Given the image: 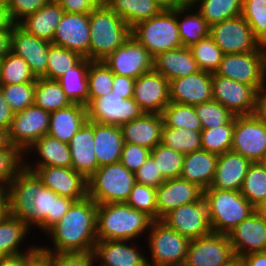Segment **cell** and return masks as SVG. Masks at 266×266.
Instances as JSON below:
<instances>
[{"label":"cell","instance_id":"cell-21","mask_svg":"<svg viewBox=\"0 0 266 266\" xmlns=\"http://www.w3.org/2000/svg\"><path fill=\"white\" fill-rule=\"evenodd\" d=\"M170 102L195 106L213 100L212 73L198 71L169 81Z\"/></svg>","mask_w":266,"mask_h":266},{"label":"cell","instance_id":"cell-60","mask_svg":"<svg viewBox=\"0 0 266 266\" xmlns=\"http://www.w3.org/2000/svg\"><path fill=\"white\" fill-rule=\"evenodd\" d=\"M66 13H90L101 2L99 0H56Z\"/></svg>","mask_w":266,"mask_h":266},{"label":"cell","instance_id":"cell-10","mask_svg":"<svg viewBox=\"0 0 266 266\" xmlns=\"http://www.w3.org/2000/svg\"><path fill=\"white\" fill-rule=\"evenodd\" d=\"M213 100L221 103L233 115L257 113L258 90L245 83L212 74Z\"/></svg>","mask_w":266,"mask_h":266},{"label":"cell","instance_id":"cell-69","mask_svg":"<svg viewBox=\"0 0 266 266\" xmlns=\"http://www.w3.org/2000/svg\"><path fill=\"white\" fill-rule=\"evenodd\" d=\"M0 213H8V186L0 184Z\"/></svg>","mask_w":266,"mask_h":266},{"label":"cell","instance_id":"cell-1","mask_svg":"<svg viewBox=\"0 0 266 266\" xmlns=\"http://www.w3.org/2000/svg\"><path fill=\"white\" fill-rule=\"evenodd\" d=\"M97 203L88 196L75 201L68 212L46 234L53 243L50 247L39 245L40 252L90 253L97 242Z\"/></svg>","mask_w":266,"mask_h":266},{"label":"cell","instance_id":"cell-71","mask_svg":"<svg viewBox=\"0 0 266 266\" xmlns=\"http://www.w3.org/2000/svg\"><path fill=\"white\" fill-rule=\"evenodd\" d=\"M254 212L266 222V199L254 207Z\"/></svg>","mask_w":266,"mask_h":266},{"label":"cell","instance_id":"cell-59","mask_svg":"<svg viewBox=\"0 0 266 266\" xmlns=\"http://www.w3.org/2000/svg\"><path fill=\"white\" fill-rule=\"evenodd\" d=\"M134 174L136 183L156 189L165 181L151 156L147 158L145 163Z\"/></svg>","mask_w":266,"mask_h":266},{"label":"cell","instance_id":"cell-49","mask_svg":"<svg viewBox=\"0 0 266 266\" xmlns=\"http://www.w3.org/2000/svg\"><path fill=\"white\" fill-rule=\"evenodd\" d=\"M87 78L89 87L88 105L95 98L111 93L113 73L103 60L90 61Z\"/></svg>","mask_w":266,"mask_h":266},{"label":"cell","instance_id":"cell-3","mask_svg":"<svg viewBox=\"0 0 266 266\" xmlns=\"http://www.w3.org/2000/svg\"><path fill=\"white\" fill-rule=\"evenodd\" d=\"M89 60L101 61L130 37L131 28L104 2L89 13Z\"/></svg>","mask_w":266,"mask_h":266},{"label":"cell","instance_id":"cell-52","mask_svg":"<svg viewBox=\"0 0 266 266\" xmlns=\"http://www.w3.org/2000/svg\"><path fill=\"white\" fill-rule=\"evenodd\" d=\"M242 16L251 27L254 36L266 43V0H243Z\"/></svg>","mask_w":266,"mask_h":266},{"label":"cell","instance_id":"cell-77","mask_svg":"<svg viewBox=\"0 0 266 266\" xmlns=\"http://www.w3.org/2000/svg\"><path fill=\"white\" fill-rule=\"evenodd\" d=\"M7 213H0V219L5 216Z\"/></svg>","mask_w":266,"mask_h":266},{"label":"cell","instance_id":"cell-14","mask_svg":"<svg viewBox=\"0 0 266 266\" xmlns=\"http://www.w3.org/2000/svg\"><path fill=\"white\" fill-rule=\"evenodd\" d=\"M160 221L189 240L212 233L204 197L169 211Z\"/></svg>","mask_w":266,"mask_h":266},{"label":"cell","instance_id":"cell-8","mask_svg":"<svg viewBox=\"0 0 266 266\" xmlns=\"http://www.w3.org/2000/svg\"><path fill=\"white\" fill-rule=\"evenodd\" d=\"M216 75L255 87L258 91L266 81V50L224 54Z\"/></svg>","mask_w":266,"mask_h":266},{"label":"cell","instance_id":"cell-17","mask_svg":"<svg viewBox=\"0 0 266 266\" xmlns=\"http://www.w3.org/2000/svg\"><path fill=\"white\" fill-rule=\"evenodd\" d=\"M33 206L35 212V227L45 233L68 212L74 199L59 196L46 188L41 179L33 171Z\"/></svg>","mask_w":266,"mask_h":266},{"label":"cell","instance_id":"cell-16","mask_svg":"<svg viewBox=\"0 0 266 266\" xmlns=\"http://www.w3.org/2000/svg\"><path fill=\"white\" fill-rule=\"evenodd\" d=\"M233 256L228 234L212 232L190 240L183 266H221Z\"/></svg>","mask_w":266,"mask_h":266},{"label":"cell","instance_id":"cell-44","mask_svg":"<svg viewBox=\"0 0 266 266\" xmlns=\"http://www.w3.org/2000/svg\"><path fill=\"white\" fill-rule=\"evenodd\" d=\"M161 143L185 155L202 149L201 131L179 127H163Z\"/></svg>","mask_w":266,"mask_h":266},{"label":"cell","instance_id":"cell-33","mask_svg":"<svg viewBox=\"0 0 266 266\" xmlns=\"http://www.w3.org/2000/svg\"><path fill=\"white\" fill-rule=\"evenodd\" d=\"M153 69L168 81L200 71L189 47L183 46L155 56Z\"/></svg>","mask_w":266,"mask_h":266},{"label":"cell","instance_id":"cell-41","mask_svg":"<svg viewBox=\"0 0 266 266\" xmlns=\"http://www.w3.org/2000/svg\"><path fill=\"white\" fill-rule=\"evenodd\" d=\"M243 0H196L192 5L211 27L216 23L242 15Z\"/></svg>","mask_w":266,"mask_h":266},{"label":"cell","instance_id":"cell-13","mask_svg":"<svg viewBox=\"0 0 266 266\" xmlns=\"http://www.w3.org/2000/svg\"><path fill=\"white\" fill-rule=\"evenodd\" d=\"M143 113L133 98L124 99L112 92L95 98L87 106L89 121L118 127L140 117Z\"/></svg>","mask_w":266,"mask_h":266},{"label":"cell","instance_id":"cell-50","mask_svg":"<svg viewBox=\"0 0 266 266\" xmlns=\"http://www.w3.org/2000/svg\"><path fill=\"white\" fill-rule=\"evenodd\" d=\"M189 49L200 70L212 74L218 70L224 53L210 35L191 45Z\"/></svg>","mask_w":266,"mask_h":266},{"label":"cell","instance_id":"cell-46","mask_svg":"<svg viewBox=\"0 0 266 266\" xmlns=\"http://www.w3.org/2000/svg\"><path fill=\"white\" fill-rule=\"evenodd\" d=\"M234 118L227 124L201 131V148L216 155L231 150L233 142Z\"/></svg>","mask_w":266,"mask_h":266},{"label":"cell","instance_id":"cell-19","mask_svg":"<svg viewBox=\"0 0 266 266\" xmlns=\"http://www.w3.org/2000/svg\"><path fill=\"white\" fill-rule=\"evenodd\" d=\"M89 13H64L55 31L52 44L77 52L89 59Z\"/></svg>","mask_w":266,"mask_h":266},{"label":"cell","instance_id":"cell-9","mask_svg":"<svg viewBox=\"0 0 266 266\" xmlns=\"http://www.w3.org/2000/svg\"><path fill=\"white\" fill-rule=\"evenodd\" d=\"M231 150L252 163L261 162L266 154V120L257 113L235 116Z\"/></svg>","mask_w":266,"mask_h":266},{"label":"cell","instance_id":"cell-22","mask_svg":"<svg viewBox=\"0 0 266 266\" xmlns=\"http://www.w3.org/2000/svg\"><path fill=\"white\" fill-rule=\"evenodd\" d=\"M33 171L23 166L8 185V213L21 219L31 230L35 226Z\"/></svg>","mask_w":266,"mask_h":266},{"label":"cell","instance_id":"cell-62","mask_svg":"<svg viewBox=\"0 0 266 266\" xmlns=\"http://www.w3.org/2000/svg\"><path fill=\"white\" fill-rule=\"evenodd\" d=\"M39 252H25L18 255L0 257V266H28Z\"/></svg>","mask_w":266,"mask_h":266},{"label":"cell","instance_id":"cell-42","mask_svg":"<svg viewBox=\"0 0 266 266\" xmlns=\"http://www.w3.org/2000/svg\"><path fill=\"white\" fill-rule=\"evenodd\" d=\"M36 80L37 77L22 57L10 51L0 59V85L36 82Z\"/></svg>","mask_w":266,"mask_h":266},{"label":"cell","instance_id":"cell-48","mask_svg":"<svg viewBox=\"0 0 266 266\" xmlns=\"http://www.w3.org/2000/svg\"><path fill=\"white\" fill-rule=\"evenodd\" d=\"M240 192L254 207L266 199V166L262 162L250 165Z\"/></svg>","mask_w":266,"mask_h":266},{"label":"cell","instance_id":"cell-74","mask_svg":"<svg viewBox=\"0 0 266 266\" xmlns=\"http://www.w3.org/2000/svg\"><path fill=\"white\" fill-rule=\"evenodd\" d=\"M186 5L193 4L196 0H182Z\"/></svg>","mask_w":266,"mask_h":266},{"label":"cell","instance_id":"cell-76","mask_svg":"<svg viewBox=\"0 0 266 266\" xmlns=\"http://www.w3.org/2000/svg\"><path fill=\"white\" fill-rule=\"evenodd\" d=\"M261 162L266 166V154Z\"/></svg>","mask_w":266,"mask_h":266},{"label":"cell","instance_id":"cell-30","mask_svg":"<svg viewBox=\"0 0 266 266\" xmlns=\"http://www.w3.org/2000/svg\"><path fill=\"white\" fill-rule=\"evenodd\" d=\"M38 156L35 164L28 161L26 156L33 152ZM36 150V151H35ZM42 159V160H41ZM72 158L69 145L61 142L57 138L46 134L38 139L31 147L24 153V166L25 167H71Z\"/></svg>","mask_w":266,"mask_h":266},{"label":"cell","instance_id":"cell-55","mask_svg":"<svg viewBox=\"0 0 266 266\" xmlns=\"http://www.w3.org/2000/svg\"><path fill=\"white\" fill-rule=\"evenodd\" d=\"M24 166V154L17 147L0 149V184L8 186Z\"/></svg>","mask_w":266,"mask_h":266},{"label":"cell","instance_id":"cell-25","mask_svg":"<svg viewBox=\"0 0 266 266\" xmlns=\"http://www.w3.org/2000/svg\"><path fill=\"white\" fill-rule=\"evenodd\" d=\"M133 243L130 240H97L93 251L95 263L99 262L98 266H149L147 256Z\"/></svg>","mask_w":266,"mask_h":266},{"label":"cell","instance_id":"cell-72","mask_svg":"<svg viewBox=\"0 0 266 266\" xmlns=\"http://www.w3.org/2000/svg\"><path fill=\"white\" fill-rule=\"evenodd\" d=\"M221 266H244L242 256L234 255L226 263Z\"/></svg>","mask_w":266,"mask_h":266},{"label":"cell","instance_id":"cell-2","mask_svg":"<svg viewBox=\"0 0 266 266\" xmlns=\"http://www.w3.org/2000/svg\"><path fill=\"white\" fill-rule=\"evenodd\" d=\"M152 222L148 215L126 203L97 204V240L135 241L144 233L147 236Z\"/></svg>","mask_w":266,"mask_h":266},{"label":"cell","instance_id":"cell-63","mask_svg":"<svg viewBox=\"0 0 266 266\" xmlns=\"http://www.w3.org/2000/svg\"><path fill=\"white\" fill-rule=\"evenodd\" d=\"M14 113L9 107L6 99L3 96V92L0 88V127L7 130L10 129Z\"/></svg>","mask_w":266,"mask_h":266},{"label":"cell","instance_id":"cell-47","mask_svg":"<svg viewBox=\"0 0 266 266\" xmlns=\"http://www.w3.org/2000/svg\"><path fill=\"white\" fill-rule=\"evenodd\" d=\"M150 156L165 180L180 178L184 154L159 143L150 151Z\"/></svg>","mask_w":266,"mask_h":266},{"label":"cell","instance_id":"cell-57","mask_svg":"<svg viewBox=\"0 0 266 266\" xmlns=\"http://www.w3.org/2000/svg\"><path fill=\"white\" fill-rule=\"evenodd\" d=\"M150 151L148 148L140 145L124 143L120 162L129 171L135 173L150 156Z\"/></svg>","mask_w":266,"mask_h":266},{"label":"cell","instance_id":"cell-5","mask_svg":"<svg viewBox=\"0 0 266 266\" xmlns=\"http://www.w3.org/2000/svg\"><path fill=\"white\" fill-rule=\"evenodd\" d=\"M131 35L154 58L160 53L182 47L177 23V8L162 10L157 16L131 28Z\"/></svg>","mask_w":266,"mask_h":266},{"label":"cell","instance_id":"cell-39","mask_svg":"<svg viewBox=\"0 0 266 266\" xmlns=\"http://www.w3.org/2000/svg\"><path fill=\"white\" fill-rule=\"evenodd\" d=\"M90 61L88 58H83L72 70L57 79L72 103L82 104L86 107L89 95L87 74Z\"/></svg>","mask_w":266,"mask_h":266},{"label":"cell","instance_id":"cell-27","mask_svg":"<svg viewBox=\"0 0 266 266\" xmlns=\"http://www.w3.org/2000/svg\"><path fill=\"white\" fill-rule=\"evenodd\" d=\"M71 167L88 179L98 168L94 153V122L88 119L68 143Z\"/></svg>","mask_w":266,"mask_h":266},{"label":"cell","instance_id":"cell-34","mask_svg":"<svg viewBox=\"0 0 266 266\" xmlns=\"http://www.w3.org/2000/svg\"><path fill=\"white\" fill-rule=\"evenodd\" d=\"M123 145L120 127L94 122V153L98 168L120 162Z\"/></svg>","mask_w":266,"mask_h":266},{"label":"cell","instance_id":"cell-56","mask_svg":"<svg viewBox=\"0 0 266 266\" xmlns=\"http://www.w3.org/2000/svg\"><path fill=\"white\" fill-rule=\"evenodd\" d=\"M49 266H95L94 253L39 252Z\"/></svg>","mask_w":266,"mask_h":266},{"label":"cell","instance_id":"cell-11","mask_svg":"<svg viewBox=\"0 0 266 266\" xmlns=\"http://www.w3.org/2000/svg\"><path fill=\"white\" fill-rule=\"evenodd\" d=\"M209 35L224 54L257 51L262 46L242 15L212 25Z\"/></svg>","mask_w":266,"mask_h":266},{"label":"cell","instance_id":"cell-36","mask_svg":"<svg viewBox=\"0 0 266 266\" xmlns=\"http://www.w3.org/2000/svg\"><path fill=\"white\" fill-rule=\"evenodd\" d=\"M31 229L19 218L7 213L0 219V257L40 252L39 245H32L23 251L20 246L27 239Z\"/></svg>","mask_w":266,"mask_h":266},{"label":"cell","instance_id":"cell-12","mask_svg":"<svg viewBox=\"0 0 266 266\" xmlns=\"http://www.w3.org/2000/svg\"><path fill=\"white\" fill-rule=\"evenodd\" d=\"M50 112L32 105L15 113L9 133L10 143L23 154L49 130Z\"/></svg>","mask_w":266,"mask_h":266},{"label":"cell","instance_id":"cell-31","mask_svg":"<svg viewBox=\"0 0 266 266\" xmlns=\"http://www.w3.org/2000/svg\"><path fill=\"white\" fill-rule=\"evenodd\" d=\"M64 13L56 0H50L42 8L26 16L18 25L29 34L52 43Z\"/></svg>","mask_w":266,"mask_h":266},{"label":"cell","instance_id":"cell-35","mask_svg":"<svg viewBox=\"0 0 266 266\" xmlns=\"http://www.w3.org/2000/svg\"><path fill=\"white\" fill-rule=\"evenodd\" d=\"M87 119V107L73 103L66 108L50 112L47 134L68 144Z\"/></svg>","mask_w":266,"mask_h":266},{"label":"cell","instance_id":"cell-20","mask_svg":"<svg viewBox=\"0 0 266 266\" xmlns=\"http://www.w3.org/2000/svg\"><path fill=\"white\" fill-rule=\"evenodd\" d=\"M133 99L144 113L162 114L170 103L169 81L154 69L144 73L135 81Z\"/></svg>","mask_w":266,"mask_h":266},{"label":"cell","instance_id":"cell-40","mask_svg":"<svg viewBox=\"0 0 266 266\" xmlns=\"http://www.w3.org/2000/svg\"><path fill=\"white\" fill-rule=\"evenodd\" d=\"M73 104L57 80L37 77L34 105L48 112L57 111Z\"/></svg>","mask_w":266,"mask_h":266},{"label":"cell","instance_id":"cell-68","mask_svg":"<svg viewBox=\"0 0 266 266\" xmlns=\"http://www.w3.org/2000/svg\"><path fill=\"white\" fill-rule=\"evenodd\" d=\"M163 10H174L186 5L182 0H154Z\"/></svg>","mask_w":266,"mask_h":266},{"label":"cell","instance_id":"cell-45","mask_svg":"<svg viewBox=\"0 0 266 266\" xmlns=\"http://www.w3.org/2000/svg\"><path fill=\"white\" fill-rule=\"evenodd\" d=\"M163 127L188 128L202 131V125L194 106L170 102L162 112Z\"/></svg>","mask_w":266,"mask_h":266},{"label":"cell","instance_id":"cell-65","mask_svg":"<svg viewBox=\"0 0 266 266\" xmlns=\"http://www.w3.org/2000/svg\"><path fill=\"white\" fill-rule=\"evenodd\" d=\"M13 25L7 5H0V31H12Z\"/></svg>","mask_w":266,"mask_h":266},{"label":"cell","instance_id":"cell-6","mask_svg":"<svg viewBox=\"0 0 266 266\" xmlns=\"http://www.w3.org/2000/svg\"><path fill=\"white\" fill-rule=\"evenodd\" d=\"M135 183V174L121 162L103 165L87 179L88 197L97 204L125 203Z\"/></svg>","mask_w":266,"mask_h":266},{"label":"cell","instance_id":"cell-28","mask_svg":"<svg viewBox=\"0 0 266 266\" xmlns=\"http://www.w3.org/2000/svg\"><path fill=\"white\" fill-rule=\"evenodd\" d=\"M163 126L162 114L143 113L120 128L124 143L136 144L152 150L161 143Z\"/></svg>","mask_w":266,"mask_h":266},{"label":"cell","instance_id":"cell-37","mask_svg":"<svg viewBox=\"0 0 266 266\" xmlns=\"http://www.w3.org/2000/svg\"><path fill=\"white\" fill-rule=\"evenodd\" d=\"M177 23L183 47L209 36L210 26L192 4L177 8Z\"/></svg>","mask_w":266,"mask_h":266},{"label":"cell","instance_id":"cell-15","mask_svg":"<svg viewBox=\"0 0 266 266\" xmlns=\"http://www.w3.org/2000/svg\"><path fill=\"white\" fill-rule=\"evenodd\" d=\"M153 60L149 51L132 35L122 46L103 59L113 74L134 79L153 70Z\"/></svg>","mask_w":266,"mask_h":266},{"label":"cell","instance_id":"cell-64","mask_svg":"<svg viewBox=\"0 0 266 266\" xmlns=\"http://www.w3.org/2000/svg\"><path fill=\"white\" fill-rule=\"evenodd\" d=\"M244 266H266V252L250 253L242 256Z\"/></svg>","mask_w":266,"mask_h":266},{"label":"cell","instance_id":"cell-75","mask_svg":"<svg viewBox=\"0 0 266 266\" xmlns=\"http://www.w3.org/2000/svg\"><path fill=\"white\" fill-rule=\"evenodd\" d=\"M8 0H0V5H7Z\"/></svg>","mask_w":266,"mask_h":266},{"label":"cell","instance_id":"cell-32","mask_svg":"<svg viewBox=\"0 0 266 266\" xmlns=\"http://www.w3.org/2000/svg\"><path fill=\"white\" fill-rule=\"evenodd\" d=\"M218 155L200 149L184 155L180 178L208 189L214 179Z\"/></svg>","mask_w":266,"mask_h":266},{"label":"cell","instance_id":"cell-58","mask_svg":"<svg viewBox=\"0 0 266 266\" xmlns=\"http://www.w3.org/2000/svg\"><path fill=\"white\" fill-rule=\"evenodd\" d=\"M50 0H8L7 8L14 24L33 14Z\"/></svg>","mask_w":266,"mask_h":266},{"label":"cell","instance_id":"cell-54","mask_svg":"<svg viewBox=\"0 0 266 266\" xmlns=\"http://www.w3.org/2000/svg\"><path fill=\"white\" fill-rule=\"evenodd\" d=\"M125 203L157 221L156 188L135 183Z\"/></svg>","mask_w":266,"mask_h":266},{"label":"cell","instance_id":"cell-51","mask_svg":"<svg viewBox=\"0 0 266 266\" xmlns=\"http://www.w3.org/2000/svg\"><path fill=\"white\" fill-rule=\"evenodd\" d=\"M0 88L14 114L34 105L36 82L0 85Z\"/></svg>","mask_w":266,"mask_h":266},{"label":"cell","instance_id":"cell-38","mask_svg":"<svg viewBox=\"0 0 266 266\" xmlns=\"http://www.w3.org/2000/svg\"><path fill=\"white\" fill-rule=\"evenodd\" d=\"M130 28L137 23L157 16L163 9L154 0H105Z\"/></svg>","mask_w":266,"mask_h":266},{"label":"cell","instance_id":"cell-24","mask_svg":"<svg viewBox=\"0 0 266 266\" xmlns=\"http://www.w3.org/2000/svg\"><path fill=\"white\" fill-rule=\"evenodd\" d=\"M204 197L198 185L181 178L165 180L156 189L157 221L169 211Z\"/></svg>","mask_w":266,"mask_h":266},{"label":"cell","instance_id":"cell-61","mask_svg":"<svg viewBox=\"0 0 266 266\" xmlns=\"http://www.w3.org/2000/svg\"><path fill=\"white\" fill-rule=\"evenodd\" d=\"M135 81L136 79L134 78L113 74L111 92L121 95L124 99L133 98Z\"/></svg>","mask_w":266,"mask_h":266},{"label":"cell","instance_id":"cell-7","mask_svg":"<svg viewBox=\"0 0 266 266\" xmlns=\"http://www.w3.org/2000/svg\"><path fill=\"white\" fill-rule=\"evenodd\" d=\"M148 237V248L151 258L149 266H183L190 240L170 229L160 220L151 223Z\"/></svg>","mask_w":266,"mask_h":266},{"label":"cell","instance_id":"cell-18","mask_svg":"<svg viewBox=\"0 0 266 266\" xmlns=\"http://www.w3.org/2000/svg\"><path fill=\"white\" fill-rule=\"evenodd\" d=\"M34 171L42 184L59 196L68 197L75 201L88 196L87 179L72 167H26Z\"/></svg>","mask_w":266,"mask_h":266},{"label":"cell","instance_id":"cell-23","mask_svg":"<svg viewBox=\"0 0 266 266\" xmlns=\"http://www.w3.org/2000/svg\"><path fill=\"white\" fill-rule=\"evenodd\" d=\"M51 44V42L29 34L18 24L12 27L11 52L22 57L36 77H41L46 71Z\"/></svg>","mask_w":266,"mask_h":266},{"label":"cell","instance_id":"cell-73","mask_svg":"<svg viewBox=\"0 0 266 266\" xmlns=\"http://www.w3.org/2000/svg\"><path fill=\"white\" fill-rule=\"evenodd\" d=\"M28 266H49L48 262L38 254L29 264Z\"/></svg>","mask_w":266,"mask_h":266},{"label":"cell","instance_id":"cell-26","mask_svg":"<svg viewBox=\"0 0 266 266\" xmlns=\"http://www.w3.org/2000/svg\"><path fill=\"white\" fill-rule=\"evenodd\" d=\"M234 255L266 252V222L255 212L229 233Z\"/></svg>","mask_w":266,"mask_h":266},{"label":"cell","instance_id":"cell-4","mask_svg":"<svg viewBox=\"0 0 266 266\" xmlns=\"http://www.w3.org/2000/svg\"><path fill=\"white\" fill-rule=\"evenodd\" d=\"M204 199L214 233L228 234L254 213V206L240 191L208 188L204 190Z\"/></svg>","mask_w":266,"mask_h":266},{"label":"cell","instance_id":"cell-53","mask_svg":"<svg viewBox=\"0 0 266 266\" xmlns=\"http://www.w3.org/2000/svg\"><path fill=\"white\" fill-rule=\"evenodd\" d=\"M194 109L203 129L223 126L235 117L221 103L214 100L197 104Z\"/></svg>","mask_w":266,"mask_h":266},{"label":"cell","instance_id":"cell-43","mask_svg":"<svg viewBox=\"0 0 266 266\" xmlns=\"http://www.w3.org/2000/svg\"><path fill=\"white\" fill-rule=\"evenodd\" d=\"M83 58L77 52L51 44L46 71L41 77L57 80L66 72L72 70Z\"/></svg>","mask_w":266,"mask_h":266},{"label":"cell","instance_id":"cell-66","mask_svg":"<svg viewBox=\"0 0 266 266\" xmlns=\"http://www.w3.org/2000/svg\"><path fill=\"white\" fill-rule=\"evenodd\" d=\"M11 51V31H0V59Z\"/></svg>","mask_w":266,"mask_h":266},{"label":"cell","instance_id":"cell-29","mask_svg":"<svg viewBox=\"0 0 266 266\" xmlns=\"http://www.w3.org/2000/svg\"><path fill=\"white\" fill-rule=\"evenodd\" d=\"M251 164L247 158L232 150L219 155L215 176L209 188L241 191Z\"/></svg>","mask_w":266,"mask_h":266},{"label":"cell","instance_id":"cell-70","mask_svg":"<svg viewBox=\"0 0 266 266\" xmlns=\"http://www.w3.org/2000/svg\"><path fill=\"white\" fill-rule=\"evenodd\" d=\"M15 147L10 143L8 130L0 127V149Z\"/></svg>","mask_w":266,"mask_h":266},{"label":"cell","instance_id":"cell-67","mask_svg":"<svg viewBox=\"0 0 266 266\" xmlns=\"http://www.w3.org/2000/svg\"><path fill=\"white\" fill-rule=\"evenodd\" d=\"M257 114L266 120V81L258 91V108Z\"/></svg>","mask_w":266,"mask_h":266}]
</instances>
